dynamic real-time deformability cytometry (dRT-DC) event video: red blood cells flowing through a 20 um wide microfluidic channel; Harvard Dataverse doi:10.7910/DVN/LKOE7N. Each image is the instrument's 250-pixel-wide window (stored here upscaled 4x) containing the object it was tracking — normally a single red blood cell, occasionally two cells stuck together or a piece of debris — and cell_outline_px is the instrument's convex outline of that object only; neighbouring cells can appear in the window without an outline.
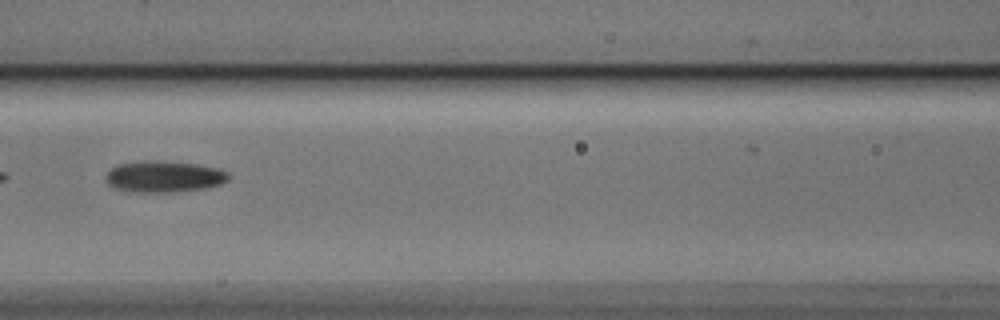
{"species": "Egyptian fruit bat (a non-hibernating species)", "species_latin": "Rousettus aegyptiacus", "temperature_condition": "cold", "stored_images_in_passage": 21, "camera_frame_rate_fps": 3000, "um_per_image_px": 0.085, "animal": {"sex": "male"}, "frame": {"image": 1, "passage_image": 7, "time_ms": 2.0, "image_size_px": [1000, 320], "cell_outline_px": [[232, 176], [228, 180], [220, 184], [204, 188], [172, 192], [136, 192], [116, 188], [108, 184], [104, 176], [116, 164], [144, 160], [156, 160], [196, 164], [220, 168], [228, 172]], "centroid_in_image_um": [13.95, 14.99], "position_along_channel_um": 152.6, "area_um2": 22.6}}
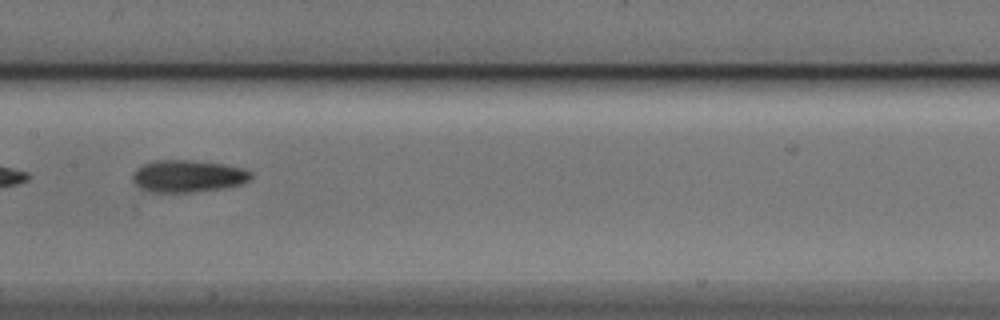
{"frame": {"image": 2, "passage_image": 10, "time_ms": 3.0, "image_size_px": [1000, 320], "cell_outline_px": [[252, 176], [248, 180], [240, 184], [224, 188], [188, 192], [148, 192], [140, 188], [132, 180], [132, 172], [136, 168], [152, 160], [192, 160], [220, 164], [244, 168], [252, 172]], "centroid_in_image_um": [15.92, 14.97], "position_along_channel_um": 191.5, "area_um2": 22.2}}